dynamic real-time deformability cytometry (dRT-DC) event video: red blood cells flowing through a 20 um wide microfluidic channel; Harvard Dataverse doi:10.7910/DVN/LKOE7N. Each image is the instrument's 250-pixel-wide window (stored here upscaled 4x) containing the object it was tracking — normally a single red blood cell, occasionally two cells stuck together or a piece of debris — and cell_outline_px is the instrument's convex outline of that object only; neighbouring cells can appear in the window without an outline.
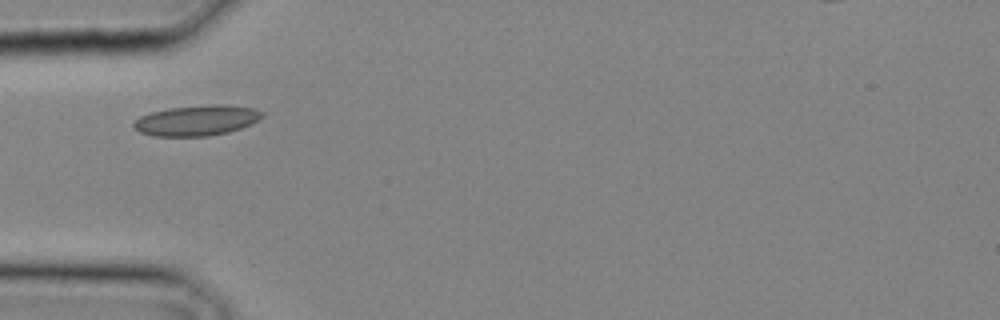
{"species": "common noctule bat (a hibernating species)", "species_latin": "Nyctalus noctula", "temperature_condition": "cold", "stored_images_in_passage": 12, "camera_frame_rate_fps": 3000, "um_per_image_px": 0.085, "animal": {"sex": "male", "body_mass_g": 20.4}, "frame": {"image": 1, "passage_image": 1, "time_ms": 0.0, "image_size_px": [1000, 320], "cell_outline_px": [[264, 116], [252, 124], [228, 132], [208, 136], [152, 136], [140, 132], [132, 124], [140, 116], [152, 112], [168, 108], [216, 104], [224, 104], [252, 108], [264, 112]], "centroid_in_image_um": [16.74, 10.23], "position_along_channel_um": 68.3, "area_um2": 22.72}}
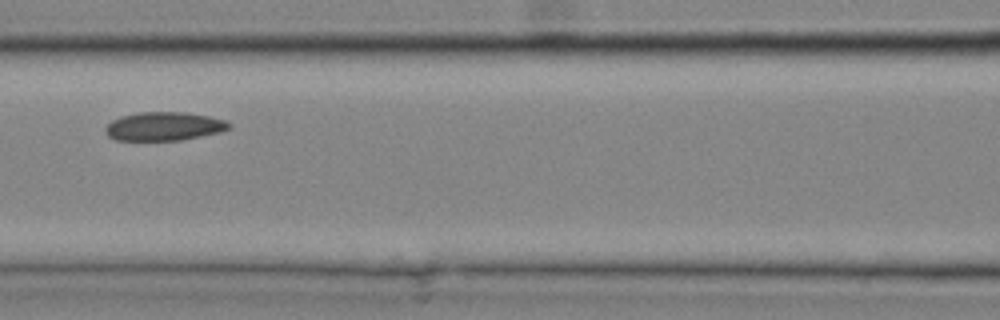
{"frame": {"image": 2, "passage_image": 5, "time_ms": 1.333, "image_size_px": [1000, 320], "cell_outline_px": [[232, 128], [220, 132], [180, 140], [116, 140], [108, 136], [104, 132], [104, 128], [112, 120], [120, 116], [140, 112], [184, 112], [208, 116], [224, 120], [232, 124]], "centroid_in_image_um": [13.93, 10.73], "position_along_channel_um": 152.7, "area_um2": 20.63}}
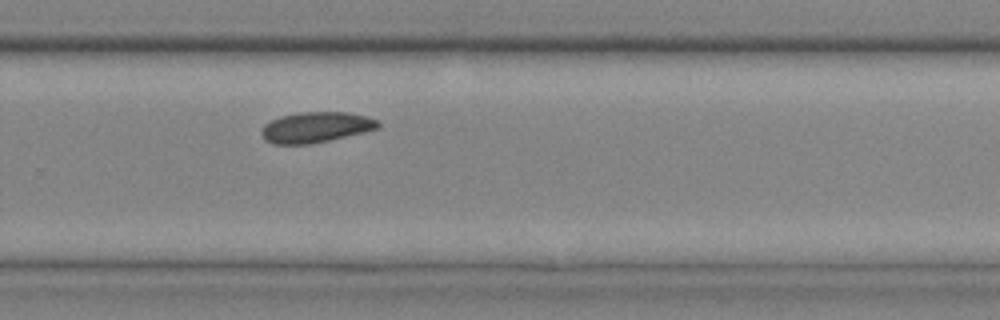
{"frame": {"image": 3, "passage_image": 12, "time_ms": 3.667, "image_size_px": [1000, 320], "cell_outline_px": [[380, 124], [376, 128], [364, 132], [312, 144], [272, 144], [264, 140], [260, 132], [264, 124], [280, 116], [300, 112], [348, 112], [368, 116], [376, 120]], "centroid_in_image_um": [26.81, 10.82], "position_along_channel_um": 303.0, "area_um2": 20.81}}